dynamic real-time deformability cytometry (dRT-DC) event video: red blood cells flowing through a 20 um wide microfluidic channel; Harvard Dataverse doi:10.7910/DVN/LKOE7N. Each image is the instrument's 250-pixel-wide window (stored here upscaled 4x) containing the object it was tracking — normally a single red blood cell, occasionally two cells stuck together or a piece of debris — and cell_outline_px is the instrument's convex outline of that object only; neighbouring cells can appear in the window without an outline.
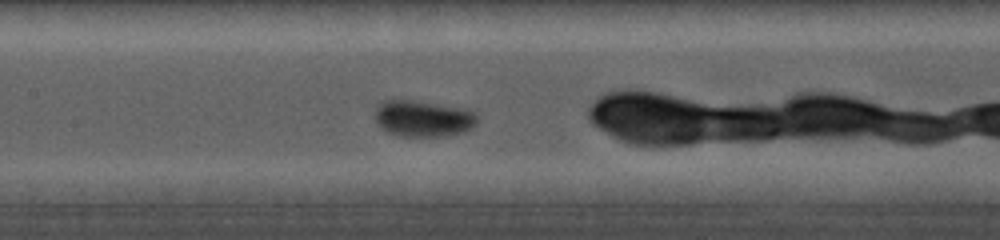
{"species": "common noctule bat (a hibernating species)", "species_latin": "Nyctalus noctula", "temperature_condition": "cold", "stored_images_in_passage": 34, "camera_frame_rate_fps": 5000, "um_per_image_px": 0.085, "animal": {"sex": "female", "body_mass_g": 19.0, "forearm_length_mm": 56.7}, "frame": {"image": 1, "passage_image": 10, "time_ms": 2.6, "image_size_px": [1000, 240], "cell_outline_px": [[476, 124], [472, 128], [464, 132], [444, 136], [396, 136], [380, 128], [376, 120], [376, 108], [384, 100], [412, 100], [464, 108], [476, 112]], "centroid_in_image_um": [35.97, 10.08], "position_along_channel_um": 171.4, "area_um2": 21.68}}
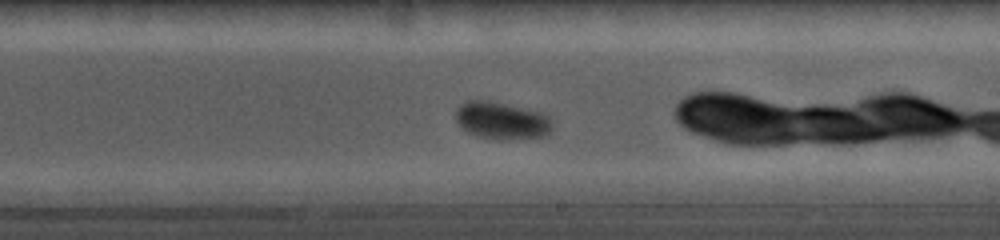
{"frame": {"image": 2, "passage_image": 15, "time_ms": 4.6, "image_size_px": [1000, 240], "cell_outline_px": [[552, 128], [544, 136], [500, 140], [480, 136], [468, 132], [456, 120], [456, 108], [460, 104], [468, 100], [488, 100], [540, 112], [548, 116], [552, 120]], "centroid_in_image_um": [42.64, 10.24], "position_along_channel_um": 246.4, "area_um2": 20.75}}
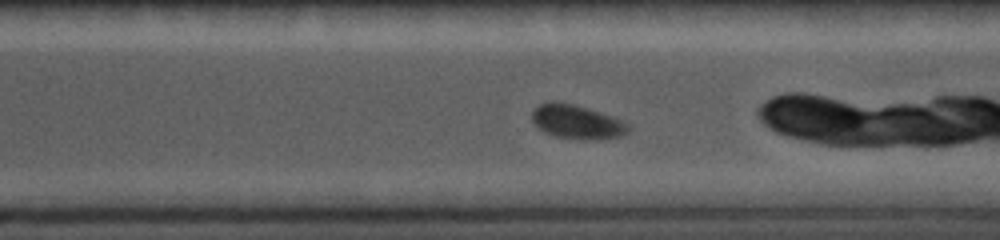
{"frame": {"image": 3, "passage_image": 20, "time_ms": 6.6, "image_size_px": [1000, 240], "cell_outline_px": [[628, 132], [624, 136], [596, 140], [584, 140], [556, 136], [544, 132], [532, 124], [532, 108], [548, 100], [556, 100], [588, 108], [624, 120], [628, 124]], "centroid_in_image_um": [49.01, 10.35], "position_along_channel_um": 321.6, "area_um2": 19.54}}